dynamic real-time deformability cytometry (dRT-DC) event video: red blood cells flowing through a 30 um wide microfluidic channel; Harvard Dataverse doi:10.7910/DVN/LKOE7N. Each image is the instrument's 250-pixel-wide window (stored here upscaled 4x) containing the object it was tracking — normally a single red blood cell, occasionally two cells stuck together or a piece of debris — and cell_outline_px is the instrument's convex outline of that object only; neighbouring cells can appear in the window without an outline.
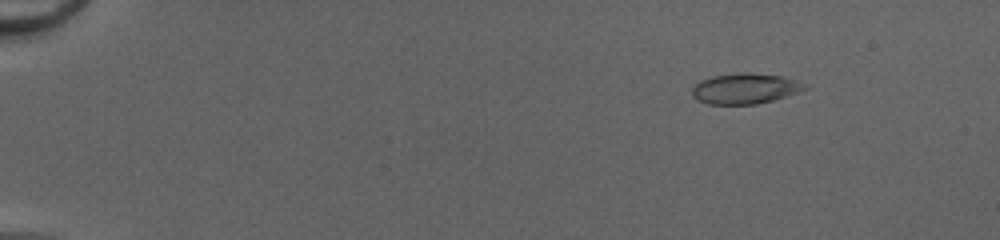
{"species": "common noctule bat (a hibernating species)", "species_latin": "Nyctalus noctula", "temperature_condition": "cold", "stored_images_in_passage": 52, "camera_frame_rate_fps": 3000, "um_per_image_px": 0.085, "animal": {"sex": "female", "body_mass_g": 20.0, "forearm_length_mm": 54.0}, "frame": {"image": 1, "passage_image": 8, "time_ms": 2.333, "image_size_px": [1000, 240], "cell_outline_px": [[808, 88], [772, 100], [756, 104], [708, 104], [696, 100], [692, 96], [692, 88], [700, 80], [712, 76], [736, 72], [752, 72], [784, 76], [808, 84]], "centroid_in_image_um": [63.31, 7.51], "position_along_channel_um": 21.7, "area_um2": 20.23}}
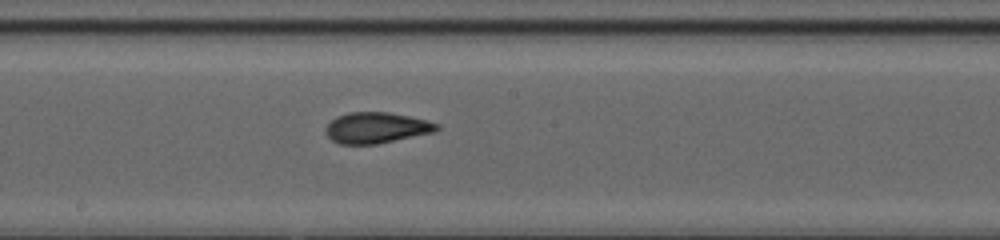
{"frame": {"image": 2, "passage_image": 31, "time_ms": 10.0, "image_size_px": [1000, 240], "cell_outline_px": [[440, 128], [436, 132], [376, 144], [340, 144], [332, 140], [324, 132], [324, 128], [336, 116], [348, 112], [388, 112], [428, 120], [440, 124]], "centroid_in_image_um": [32.01, 10.86], "position_along_channel_um": 216.2, "area_um2": 20.17}}
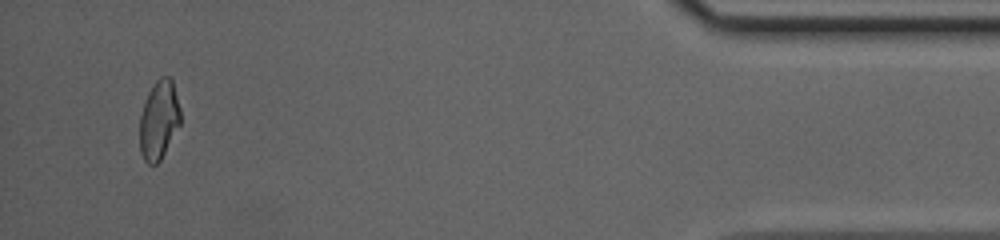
{"frame": {"image": 3, "passage_image": 50, "time_ms": 16.333, "image_size_px": [1000, 240], "cell_outline_px": [[180, 124], [160, 160], [156, 164], [148, 164], [144, 160], [140, 152], [140, 116], [148, 92], [156, 80], [160, 76], [168, 76], [172, 80], [180, 108]], "centroid_in_image_um": [13.5, 10.19], "position_along_channel_um": 421.7, "area_um2": 18.55}, "authors_computed_cell_mechanics": {"area_um2": 19.7098, "velocity_mm_per_s": 4.2218, "shape_relaxation_time_tau1_ms": null, "shape_relaxation_time_tau2_ms": 1.2555, "deformation_change_tau1": null, "deformation_change_tau2": 0.0598}}